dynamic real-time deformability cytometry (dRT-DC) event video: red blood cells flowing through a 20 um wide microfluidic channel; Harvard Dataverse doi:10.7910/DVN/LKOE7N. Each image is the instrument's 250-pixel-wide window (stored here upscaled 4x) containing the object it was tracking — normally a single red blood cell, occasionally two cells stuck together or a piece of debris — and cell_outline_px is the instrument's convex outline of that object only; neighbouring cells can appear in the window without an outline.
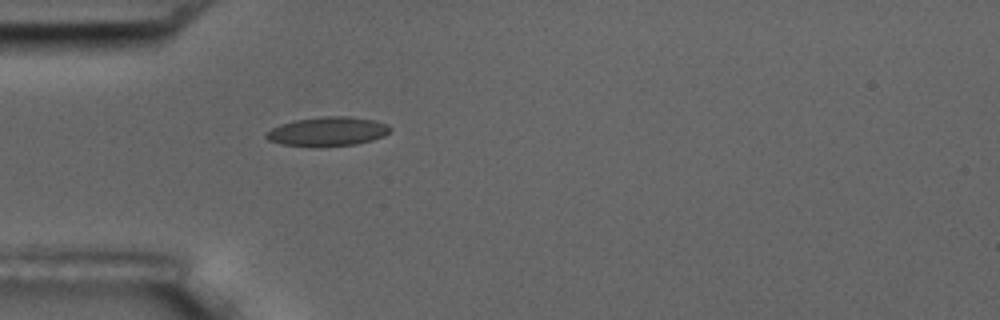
{"species": "common noctule bat (a hibernating species)", "species_latin": "Nyctalus noctula", "temperature_condition": "room temperature", "stored_images_in_passage": 5, "camera_frame_rate_fps": 3000, "um_per_image_px": 0.085, "animal": {"sex": "male", "body_mass_g": 17.5, "forearm_length_mm": 52.3}, "frame": {"image": 1, "passage_image": 5, "time_ms": 5.667, "image_size_px": [1000, 320], "cell_outline_px": [[392, 128], [384, 136], [372, 140], [356, 144], [320, 148], [280, 144], [268, 140], [264, 136], [264, 132], [280, 124], [296, 120], [324, 116], [348, 116], [376, 120], [388, 124]], "centroid_in_image_um": [27.83, 11.19], "position_along_channel_um": 57.2, "area_um2": 21.5}}